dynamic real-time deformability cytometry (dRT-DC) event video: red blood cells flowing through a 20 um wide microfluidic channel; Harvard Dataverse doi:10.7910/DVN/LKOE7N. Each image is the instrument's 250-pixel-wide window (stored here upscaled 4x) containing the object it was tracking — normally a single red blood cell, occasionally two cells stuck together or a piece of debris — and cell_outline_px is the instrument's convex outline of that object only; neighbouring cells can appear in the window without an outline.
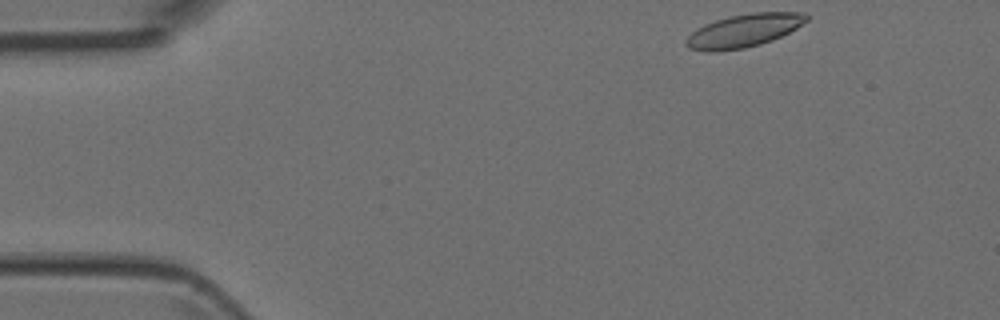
{"species": "Egyptian fruit bat (a non-hibernating species)", "species_latin": "Rousettus aegyptiacus", "temperature_condition": "room temperature", "stored_images_in_passage": 3, "camera_frame_rate_fps": 3000, "um_per_image_px": 0.085, "animal": {"sex": "female"}, "frame": {"image": 1, "passage_image": 1, "time_ms": 0.0, "image_size_px": [1000, 320], "cell_outline_px": [[808, 20], [796, 28], [772, 40], [760, 44], [744, 48], [716, 52], [708, 52], [688, 48], [684, 44], [684, 40], [696, 28], [704, 24], [716, 20], [732, 16], [752, 12], [808, 12]], "centroid_in_image_um": [63.2, 2.61], "position_along_channel_um": 21.8, "area_um2": 23.29}}